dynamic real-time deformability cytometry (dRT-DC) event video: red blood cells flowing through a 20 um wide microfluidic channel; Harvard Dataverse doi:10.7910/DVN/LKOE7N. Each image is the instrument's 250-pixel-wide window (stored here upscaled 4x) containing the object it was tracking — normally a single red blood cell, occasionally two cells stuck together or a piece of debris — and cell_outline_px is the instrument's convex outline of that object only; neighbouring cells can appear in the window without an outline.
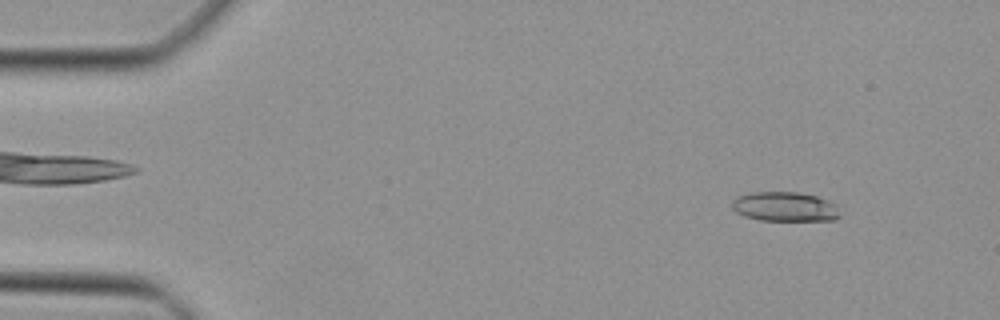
{"species": "Egyptian fruit bat (a non-hibernating species)", "species_latin": "Rousettus aegyptiacus", "temperature_condition": "cold", "stored_images_in_passage": 45, "camera_frame_rate_fps": 3000, "um_per_image_px": 0.085, "animal": {"sex": "female"}, "frame": {"image": 1, "passage_image": 3, "time_ms": 0.667, "image_size_px": [1000, 320], "cell_outline_px": [[840, 216], [836, 220], [760, 220], [744, 216], [736, 212], [732, 208], [732, 200], [736, 196], [752, 192], [796, 192], [816, 196], [828, 200], [836, 204]], "centroid_in_image_um": [66.7, 17.56], "position_along_channel_um": 18.3, "area_um2": 18.61}}
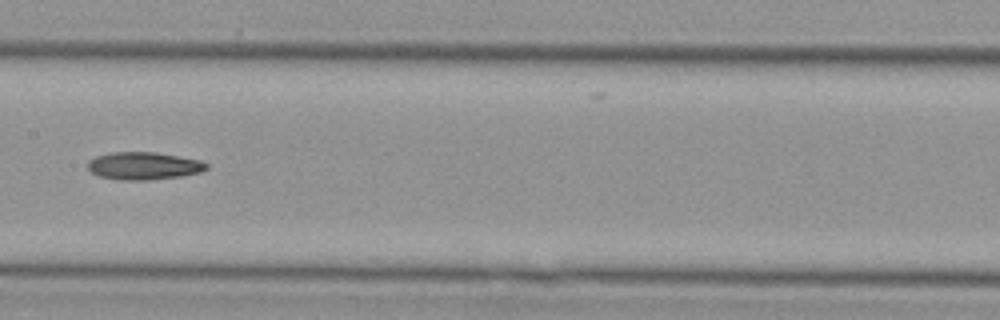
{"frame": {"image": 2, "passage_image": 22, "time_ms": 7.0, "image_size_px": [1000, 320], "cell_outline_px": [[208, 168], [200, 172], [180, 176], [148, 180], [120, 180], [96, 176], [88, 168], [88, 160], [96, 156], [112, 152], [156, 152], [180, 156], [200, 160], [208, 164]], "centroid_in_image_um": [12.2, 14.09], "position_along_channel_um": 195.2, "area_um2": 19.19}}
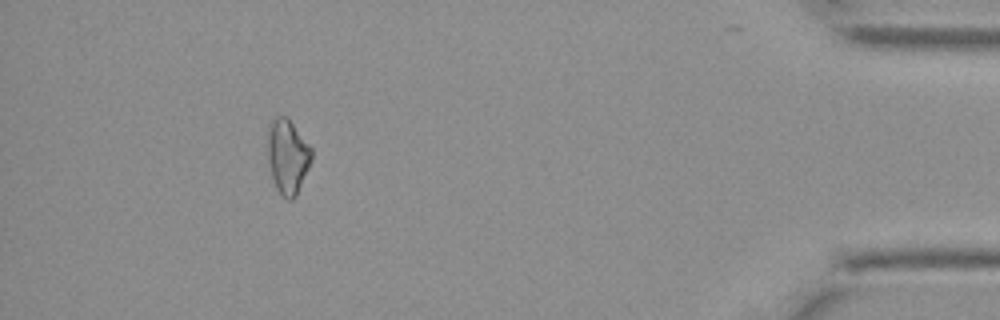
{"frame": {"image": 3, "passage_image": 41, "time_ms": 13.333, "image_size_px": [1000, 320], "cell_outline_px": [[312, 160], [296, 196], [292, 200], [288, 200], [276, 188], [272, 176], [268, 160], [268, 124], [276, 116], [288, 116], [312, 148]], "centroid_in_image_um": [24.46, 13.25], "position_along_channel_um": 410.7, "area_um2": 19.13}}